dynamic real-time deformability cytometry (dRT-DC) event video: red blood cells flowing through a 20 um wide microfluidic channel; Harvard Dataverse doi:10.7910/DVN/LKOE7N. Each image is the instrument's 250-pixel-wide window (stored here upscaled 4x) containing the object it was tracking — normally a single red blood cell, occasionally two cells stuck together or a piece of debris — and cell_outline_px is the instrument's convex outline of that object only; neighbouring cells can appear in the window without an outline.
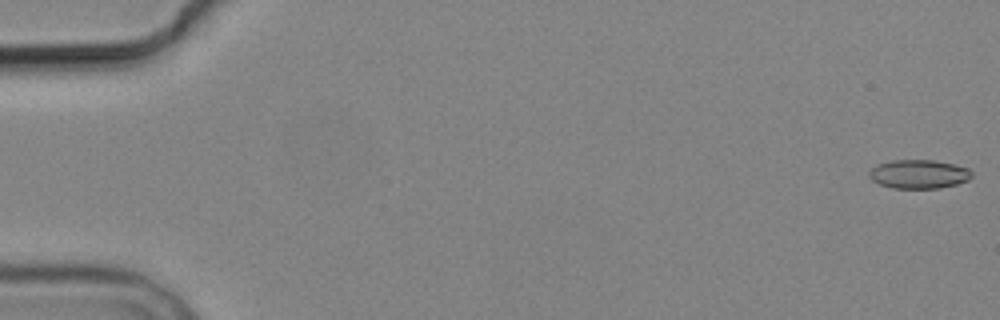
{"species": "common noctule bat (a hibernating species)", "species_latin": "Nyctalus noctula", "temperature_condition": "cold", "stored_images_in_passage": 5, "camera_frame_rate_fps": 3000, "um_per_image_px": 0.085, "animal": {"sex": "male", "body_mass_g": 19.2, "forearm_length_mm": 51.8}, "frame": {"image": 1, "passage_image": 1, "time_ms": 0.0, "image_size_px": [1000, 320], "cell_outline_px": [[972, 176], [968, 180], [956, 184], [940, 188], [892, 188], [880, 184], [872, 180], [868, 176], [868, 172], [872, 168], [880, 164], [892, 160], [932, 160], [952, 164], [968, 168], [972, 172]], "centroid_in_image_um": [78.09, 14.8], "position_along_channel_um": 6.9, "area_um2": 17.11}}
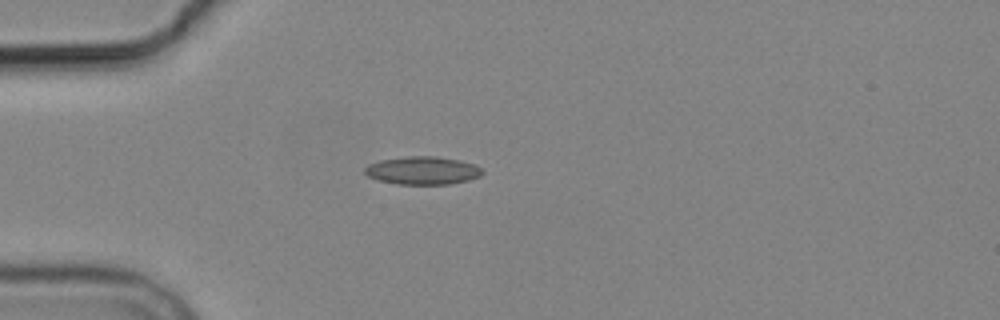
{"frame": {"image": 2, "passage_image": 5, "time_ms": 5.0, "image_size_px": [1000, 320], "cell_outline_px": [[484, 172], [480, 176], [468, 180], [452, 184], [396, 184], [380, 180], [368, 176], [364, 172], [364, 168], [368, 164], [380, 160], [408, 156], [436, 156], [460, 160], [476, 164]], "centroid_in_image_um": [35.94, 14.49], "position_along_channel_um": 49.1, "area_um2": 19.25}}